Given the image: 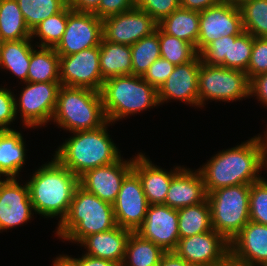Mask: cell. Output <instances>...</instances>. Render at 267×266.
Masks as SVG:
<instances>
[{
  "label": "cell",
  "mask_w": 267,
  "mask_h": 266,
  "mask_svg": "<svg viewBox=\"0 0 267 266\" xmlns=\"http://www.w3.org/2000/svg\"><path fill=\"white\" fill-rule=\"evenodd\" d=\"M267 167V153L257 136L222 150L200 167L206 193L233 185H251ZM267 169V168H266Z\"/></svg>",
  "instance_id": "1"
},
{
  "label": "cell",
  "mask_w": 267,
  "mask_h": 266,
  "mask_svg": "<svg viewBox=\"0 0 267 266\" xmlns=\"http://www.w3.org/2000/svg\"><path fill=\"white\" fill-rule=\"evenodd\" d=\"M27 184L34 212L46 218L59 215V224L68 214L79 177L54 157L39 167Z\"/></svg>",
  "instance_id": "2"
},
{
  "label": "cell",
  "mask_w": 267,
  "mask_h": 266,
  "mask_svg": "<svg viewBox=\"0 0 267 266\" xmlns=\"http://www.w3.org/2000/svg\"><path fill=\"white\" fill-rule=\"evenodd\" d=\"M107 121L103 126L86 131L73 132L55 151L54 157L77 177L86 171L114 163L121 153L107 132Z\"/></svg>",
  "instance_id": "3"
},
{
  "label": "cell",
  "mask_w": 267,
  "mask_h": 266,
  "mask_svg": "<svg viewBox=\"0 0 267 266\" xmlns=\"http://www.w3.org/2000/svg\"><path fill=\"white\" fill-rule=\"evenodd\" d=\"M113 204L99 199L80 185L72 198L67 216L58 224L57 237L80 243L85 237L116 227Z\"/></svg>",
  "instance_id": "4"
},
{
  "label": "cell",
  "mask_w": 267,
  "mask_h": 266,
  "mask_svg": "<svg viewBox=\"0 0 267 266\" xmlns=\"http://www.w3.org/2000/svg\"><path fill=\"white\" fill-rule=\"evenodd\" d=\"M103 109L110 123L159 106L158 91L136 75L114 76L104 80L100 91Z\"/></svg>",
  "instance_id": "5"
},
{
  "label": "cell",
  "mask_w": 267,
  "mask_h": 266,
  "mask_svg": "<svg viewBox=\"0 0 267 266\" xmlns=\"http://www.w3.org/2000/svg\"><path fill=\"white\" fill-rule=\"evenodd\" d=\"M53 121L71 133L103 126L107 118L101 93L88 88L61 86Z\"/></svg>",
  "instance_id": "6"
},
{
  "label": "cell",
  "mask_w": 267,
  "mask_h": 266,
  "mask_svg": "<svg viewBox=\"0 0 267 266\" xmlns=\"http://www.w3.org/2000/svg\"><path fill=\"white\" fill-rule=\"evenodd\" d=\"M250 185L218 188L207 194L212 228L229 242L250 221Z\"/></svg>",
  "instance_id": "7"
},
{
  "label": "cell",
  "mask_w": 267,
  "mask_h": 266,
  "mask_svg": "<svg viewBox=\"0 0 267 266\" xmlns=\"http://www.w3.org/2000/svg\"><path fill=\"white\" fill-rule=\"evenodd\" d=\"M199 108L205 101H236L250 96V79L246 72L201 62L198 74Z\"/></svg>",
  "instance_id": "8"
},
{
  "label": "cell",
  "mask_w": 267,
  "mask_h": 266,
  "mask_svg": "<svg viewBox=\"0 0 267 266\" xmlns=\"http://www.w3.org/2000/svg\"><path fill=\"white\" fill-rule=\"evenodd\" d=\"M20 97L15 98L16 116L20 111L27 128L42 127L52 121L61 82H26ZM19 108V110H18Z\"/></svg>",
  "instance_id": "9"
},
{
  "label": "cell",
  "mask_w": 267,
  "mask_h": 266,
  "mask_svg": "<svg viewBox=\"0 0 267 266\" xmlns=\"http://www.w3.org/2000/svg\"><path fill=\"white\" fill-rule=\"evenodd\" d=\"M173 252L193 266H225L230 262V242L214 229L179 239Z\"/></svg>",
  "instance_id": "10"
},
{
  "label": "cell",
  "mask_w": 267,
  "mask_h": 266,
  "mask_svg": "<svg viewBox=\"0 0 267 266\" xmlns=\"http://www.w3.org/2000/svg\"><path fill=\"white\" fill-rule=\"evenodd\" d=\"M244 32L242 16L237 3L224 0L200 11L197 53L222 36L240 35Z\"/></svg>",
  "instance_id": "11"
},
{
  "label": "cell",
  "mask_w": 267,
  "mask_h": 266,
  "mask_svg": "<svg viewBox=\"0 0 267 266\" xmlns=\"http://www.w3.org/2000/svg\"><path fill=\"white\" fill-rule=\"evenodd\" d=\"M99 58L100 46L84 49L68 56H60L61 85L100 92L104 79L100 71Z\"/></svg>",
  "instance_id": "12"
},
{
  "label": "cell",
  "mask_w": 267,
  "mask_h": 266,
  "mask_svg": "<svg viewBox=\"0 0 267 266\" xmlns=\"http://www.w3.org/2000/svg\"><path fill=\"white\" fill-rule=\"evenodd\" d=\"M103 24L94 13L72 11L68 15L65 32L54 47L59 56H68L84 49L100 46Z\"/></svg>",
  "instance_id": "13"
},
{
  "label": "cell",
  "mask_w": 267,
  "mask_h": 266,
  "mask_svg": "<svg viewBox=\"0 0 267 266\" xmlns=\"http://www.w3.org/2000/svg\"><path fill=\"white\" fill-rule=\"evenodd\" d=\"M103 38L112 43L132 46L156 31L158 23L145 11L134 7L102 20Z\"/></svg>",
  "instance_id": "14"
},
{
  "label": "cell",
  "mask_w": 267,
  "mask_h": 266,
  "mask_svg": "<svg viewBox=\"0 0 267 266\" xmlns=\"http://www.w3.org/2000/svg\"><path fill=\"white\" fill-rule=\"evenodd\" d=\"M149 203L138 175L132 170L122 183L113 203L116 225L136 232L143 224Z\"/></svg>",
  "instance_id": "15"
},
{
  "label": "cell",
  "mask_w": 267,
  "mask_h": 266,
  "mask_svg": "<svg viewBox=\"0 0 267 266\" xmlns=\"http://www.w3.org/2000/svg\"><path fill=\"white\" fill-rule=\"evenodd\" d=\"M136 233L165 252H173L180 239L177 210L164 204L149 205L144 222Z\"/></svg>",
  "instance_id": "16"
},
{
  "label": "cell",
  "mask_w": 267,
  "mask_h": 266,
  "mask_svg": "<svg viewBox=\"0 0 267 266\" xmlns=\"http://www.w3.org/2000/svg\"><path fill=\"white\" fill-rule=\"evenodd\" d=\"M132 167L133 158L124 161L122 157L114 163L86 171L79 177V185L99 199L113 204Z\"/></svg>",
  "instance_id": "17"
},
{
  "label": "cell",
  "mask_w": 267,
  "mask_h": 266,
  "mask_svg": "<svg viewBox=\"0 0 267 266\" xmlns=\"http://www.w3.org/2000/svg\"><path fill=\"white\" fill-rule=\"evenodd\" d=\"M33 211L27 182L20 185L17 178H0V232L27 223Z\"/></svg>",
  "instance_id": "18"
},
{
  "label": "cell",
  "mask_w": 267,
  "mask_h": 266,
  "mask_svg": "<svg viewBox=\"0 0 267 266\" xmlns=\"http://www.w3.org/2000/svg\"><path fill=\"white\" fill-rule=\"evenodd\" d=\"M230 262L238 266H267V225L249 221L230 242Z\"/></svg>",
  "instance_id": "19"
},
{
  "label": "cell",
  "mask_w": 267,
  "mask_h": 266,
  "mask_svg": "<svg viewBox=\"0 0 267 266\" xmlns=\"http://www.w3.org/2000/svg\"><path fill=\"white\" fill-rule=\"evenodd\" d=\"M202 59L198 54L192 61L176 65L165 83L158 89L159 105L168 100L187 102L199 107L198 74Z\"/></svg>",
  "instance_id": "20"
},
{
  "label": "cell",
  "mask_w": 267,
  "mask_h": 266,
  "mask_svg": "<svg viewBox=\"0 0 267 266\" xmlns=\"http://www.w3.org/2000/svg\"><path fill=\"white\" fill-rule=\"evenodd\" d=\"M182 168L176 166L168 172L154 165L142 152L133 157L132 170L141 181L149 205H165L171 180Z\"/></svg>",
  "instance_id": "21"
},
{
  "label": "cell",
  "mask_w": 267,
  "mask_h": 266,
  "mask_svg": "<svg viewBox=\"0 0 267 266\" xmlns=\"http://www.w3.org/2000/svg\"><path fill=\"white\" fill-rule=\"evenodd\" d=\"M206 198L207 193L200 171L183 167L171 180L165 205L178 210L199 204Z\"/></svg>",
  "instance_id": "22"
},
{
  "label": "cell",
  "mask_w": 267,
  "mask_h": 266,
  "mask_svg": "<svg viewBox=\"0 0 267 266\" xmlns=\"http://www.w3.org/2000/svg\"><path fill=\"white\" fill-rule=\"evenodd\" d=\"M131 232V230L117 225L109 231L85 237L80 244L81 247L85 246L86 255L110 260L121 266Z\"/></svg>",
  "instance_id": "23"
},
{
  "label": "cell",
  "mask_w": 267,
  "mask_h": 266,
  "mask_svg": "<svg viewBox=\"0 0 267 266\" xmlns=\"http://www.w3.org/2000/svg\"><path fill=\"white\" fill-rule=\"evenodd\" d=\"M25 158L26 148L22 134L14 129L0 131V177L16 178Z\"/></svg>",
  "instance_id": "24"
},
{
  "label": "cell",
  "mask_w": 267,
  "mask_h": 266,
  "mask_svg": "<svg viewBox=\"0 0 267 266\" xmlns=\"http://www.w3.org/2000/svg\"><path fill=\"white\" fill-rule=\"evenodd\" d=\"M199 17V11L179 7L170 15L163 18L158 23V27L164 33L192 44L197 51Z\"/></svg>",
  "instance_id": "25"
},
{
  "label": "cell",
  "mask_w": 267,
  "mask_h": 266,
  "mask_svg": "<svg viewBox=\"0 0 267 266\" xmlns=\"http://www.w3.org/2000/svg\"><path fill=\"white\" fill-rule=\"evenodd\" d=\"M99 65L104 80L114 76L132 75L131 47L103 38L100 44Z\"/></svg>",
  "instance_id": "26"
},
{
  "label": "cell",
  "mask_w": 267,
  "mask_h": 266,
  "mask_svg": "<svg viewBox=\"0 0 267 266\" xmlns=\"http://www.w3.org/2000/svg\"><path fill=\"white\" fill-rule=\"evenodd\" d=\"M31 39L5 41L0 44V68L9 70L22 82H27L31 53Z\"/></svg>",
  "instance_id": "27"
},
{
  "label": "cell",
  "mask_w": 267,
  "mask_h": 266,
  "mask_svg": "<svg viewBox=\"0 0 267 266\" xmlns=\"http://www.w3.org/2000/svg\"><path fill=\"white\" fill-rule=\"evenodd\" d=\"M32 49L27 82H60V56L52 47Z\"/></svg>",
  "instance_id": "28"
},
{
  "label": "cell",
  "mask_w": 267,
  "mask_h": 266,
  "mask_svg": "<svg viewBox=\"0 0 267 266\" xmlns=\"http://www.w3.org/2000/svg\"><path fill=\"white\" fill-rule=\"evenodd\" d=\"M165 253L153 242L131 232L121 266H158Z\"/></svg>",
  "instance_id": "29"
},
{
  "label": "cell",
  "mask_w": 267,
  "mask_h": 266,
  "mask_svg": "<svg viewBox=\"0 0 267 266\" xmlns=\"http://www.w3.org/2000/svg\"><path fill=\"white\" fill-rule=\"evenodd\" d=\"M0 38L2 42L31 39L17 0H0Z\"/></svg>",
  "instance_id": "30"
},
{
  "label": "cell",
  "mask_w": 267,
  "mask_h": 266,
  "mask_svg": "<svg viewBox=\"0 0 267 266\" xmlns=\"http://www.w3.org/2000/svg\"><path fill=\"white\" fill-rule=\"evenodd\" d=\"M180 239L212 230L211 210L207 198L196 205L177 210Z\"/></svg>",
  "instance_id": "31"
},
{
  "label": "cell",
  "mask_w": 267,
  "mask_h": 266,
  "mask_svg": "<svg viewBox=\"0 0 267 266\" xmlns=\"http://www.w3.org/2000/svg\"><path fill=\"white\" fill-rule=\"evenodd\" d=\"M72 11L73 10L67 4L60 12L49 16L47 19L34 27V29L31 31V39L36 37H39L40 39L35 46L54 48L59 43L65 32L68 22V15Z\"/></svg>",
  "instance_id": "32"
},
{
  "label": "cell",
  "mask_w": 267,
  "mask_h": 266,
  "mask_svg": "<svg viewBox=\"0 0 267 266\" xmlns=\"http://www.w3.org/2000/svg\"><path fill=\"white\" fill-rule=\"evenodd\" d=\"M131 47L132 75L141 76L161 57L158 27L156 31L138 40Z\"/></svg>",
  "instance_id": "33"
},
{
  "label": "cell",
  "mask_w": 267,
  "mask_h": 266,
  "mask_svg": "<svg viewBox=\"0 0 267 266\" xmlns=\"http://www.w3.org/2000/svg\"><path fill=\"white\" fill-rule=\"evenodd\" d=\"M238 6L244 31L253 37L267 38V0H242Z\"/></svg>",
  "instance_id": "34"
},
{
  "label": "cell",
  "mask_w": 267,
  "mask_h": 266,
  "mask_svg": "<svg viewBox=\"0 0 267 266\" xmlns=\"http://www.w3.org/2000/svg\"><path fill=\"white\" fill-rule=\"evenodd\" d=\"M28 28L32 31L49 16L60 12L68 0H17Z\"/></svg>",
  "instance_id": "35"
},
{
  "label": "cell",
  "mask_w": 267,
  "mask_h": 266,
  "mask_svg": "<svg viewBox=\"0 0 267 266\" xmlns=\"http://www.w3.org/2000/svg\"><path fill=\"white\" fill-rule=\"evenodd\" d=\"M158 35L161 58L168 60L175 66L192 61L198 55L192 44L164 33L159 27Z\"/></svg>",
  "instance_id": "36"
},
{
  "label": "cell",
  "mask_w": 267,
  "mask_h": 266,
  "mask_svg": "<svg viewBox=\"0 0 267 266\" xmlns=\"http://www.w3.org/2000/svg\"><path fill=\"white\" fill-rule=\"evenodd\" d=\"M253 36L248 32L229 36L228 57L225 67L246 72L251 58Z\"/></svg>",
  "instance_id": "37"
},
{
  "label": "cell",
  "mask_w": 267,
  "mask_h": 266,
  "mask_svg": "<svg viewBox=\"0 0 267 266\" xmlns=\"http://www.w3.org/2000/svg\"><path fill=\"white\" fill-rule=\"evenodd\" d=\"M250 221L267 225V179L261 178L250 185Z\"/></svg>",
  "instance_id": "38"
},
{
  "label": "cell",
  "mask_w": 267,
  "mask_h": 266,
  "mask_svg": "<svg viewBox=\"0 0 267 266\" xmlns=\"http://www.w3.org/2000/svg\"><path fill=\"white\" fill-rule=\"evenodd\" d=\"M267 72V38L253 37L251 58L247 68L248 78Z\"/></svg>",
  "instance_id": "39"
},
{
  "label": "cell",
  "mask_w": 267,
  "mask_h": 266,
  "mask_svg": "<svg viewBox=\"0 0 267 266\" xmlns=\"http://www.w3.org/2000/svg\"><path fill=\"white\" fill-rule=\"evenodd\" d=\"M135 7L145 11L159 23L180 7V0H136Z\"/></svg>",
  "instance_id": "40"
},
{
  "label": "cell",
  "mask_w": 267,
  "mask_h": 266,
  "mask_svg": "<svg viewBox=\"0 0 267 266\" xmlns=\"http://www.w3.org/2000/svg\"><path fill=\"white\" fill-rule=\"evenodd\" d=\"M228 49L229 36H222L211 42L199 55L205 64L225 67V57H228Z\"/></svg>",
  "instance_id": "41"
},
{
  "label": "cell",
  "mask_w": 267,
  "mask_h": 266,
  "mask_svg": "<svg viewBox=\"0 0 267 266\" xmlns=\"http://www.w3.org/2000/svg\"><path fill=\"white\" fill-rule=\"evenodd\" d=\"M175 65L163 58L156 59L143 75V79L157 91L173 72Z\"/></svg>",
  "instance_id": "42"
},
{
  "label": "cell",
  "mask_w": 267,
  "mask_h": 266,
  "mask_svg": "<svg viewBox=\"0 0 267 266\" xmlns=\"http://www.w3.org/2000/svg\"><path fill=\"white\" fill-rule=\"evenodd\" d=\"M15 95L11 89L0 87V131L13 130L10 128L11 122L16 119Z\"/></svg>",
  "instance_id": "43"
},
{
  "label": "cell",
  "mask_w": 267,
  "mask_h": 266,
  "mask_svg": "<svg viewBox=\"0 0 267 266\" xmlns=\"http://www.w3.org/2000/svg\"><path fill=\"white\" fill-rule=\"evenodd\" d=\"M136 0H101L94 14L101 20L135 7Z\"/></svg>",
  "instance_id": "44"
},
{
  "label": "cell",
  "mask_w": 267,
  "mask_h": 266,
  "mask_svg": "<svg viewBox=\"0 0 267 266\" xmlns=\"http://www.w3.org/2000/svg\"><path fill=\"white\" fill-rule=\"evenodd\" d=\"M251 96H256L257 100L267 107V72L254 76L250 80Z\"/></svg>",
  "instance_id": "45"
},
{
  "label": "cell",
  "mask_w": 267,
  "mask_h": 266,
  "mask_svg": "<svg viewBox=\"0 0 267 266\" xmlns=\"http://www.w3.org/2000/svg\"><path fill=\"white\" fill-rule=\"evenodd\" d=\"M75 266H119L110 260L82 255L81 258H72V256L65 255Z\"/></svg>",
  "instance_id": "46"
},
{
  "label": "cell",
  "mask_w": 267,
  "mask_h": 266,
  "mask_svg": "<svg viewBox=\"0 0 267 266\" xmlns=\"http://www.w3.org/2000/svg\"><path fill=\"white\" fill-rule=\"evenodd\" d=\"M101 0H68V5L75 12L94 13Z\"/></svg>",
  "instance_id": "47"
},
{
  "label": "cell",
  "mask_w": 267,
  "mask_h": 266,
  "mask_svg": "<svg viewBox=\"0 0 267 266\" xmlns=\"http://www.w3.org/2000/svg\"><path fill=\"white\" fill-rule=\"evenodd\" d=\"M222 1L224 0H180V7L200 12Z\"/></svg>",
  "instance_id": "48"
},
{
  "label": "cell",
  "mask_w": 267,
  "mask_h": 266,
  "mask_svg": "<svg viewBox=\"0 0 267 266\" xmlns=\"http://www.w3.org/2000/svg\"><path fill=\"white\" fill-rule=\"evenodd\" d=\"M158 266H193L188 264L183 258L178 257L174 252H166Z\"/></svg>",
  "instance_id": "49"
},
{
  "label": "cell",
  "mask_w": 267,
  "mask_h": 266,
  "mask_svg": "<svg viewBox=\"0 0 267 266\" xmlns=\"http://www.w3.org/2000/svg\"><path fill=\"white\" fill-rule=\"evenodd\" d=\"M53 266H75L65 255H59L53 261Z\"/></svg>",
  "instance_id": "50"
},
{
  "label": "cell",
  "mask_w": 267,
  "mask_h": 266,
  "mask_svg": "<svg viewBox=\"0 0 267 266\" xmlns=\"http://www.w3.org/2000/svg\"><path fill=\"white\" fill-rule=\"evenodd\" d=\"M266 133L264 134L265 136H264V138L263 137H261V136H263V135H260V134H258V139H259V141H260V143L264 146V149H265V151H266V153H267V131H265ZM260 135V136H259Z\"/></svg>",
  "instance_id": "51"
},
{
  "label": "cell",
  "mask_w": 267,
  "mask_h": 266,
  "mask_svg": "<svg viewBox=\"0 0 267 266\" xmlns=\"http://www.w3.org/2000/svg\"><path fill=\"white\" fill-rule=\"evenodd\" d=\"M225 266H238V265L229 262V263H227Z\"/></svg>",
  "instance_id": "52"
},
{
  "label": "cell",
  "mask_w": 267,
  "mask_h": 266,
  "mask_svg": "<svg viewBox=\"0 0 267 266\" xmlns=\"http://www.w3.org/2000/svg\"><path fill=\"white\" fill-rule=\"evenodd\" d=\"M231 1H233L234 3H239V2H241L242 0H231Z\"/></svg>",
  "instance_id": "53"
}]
</instances>
